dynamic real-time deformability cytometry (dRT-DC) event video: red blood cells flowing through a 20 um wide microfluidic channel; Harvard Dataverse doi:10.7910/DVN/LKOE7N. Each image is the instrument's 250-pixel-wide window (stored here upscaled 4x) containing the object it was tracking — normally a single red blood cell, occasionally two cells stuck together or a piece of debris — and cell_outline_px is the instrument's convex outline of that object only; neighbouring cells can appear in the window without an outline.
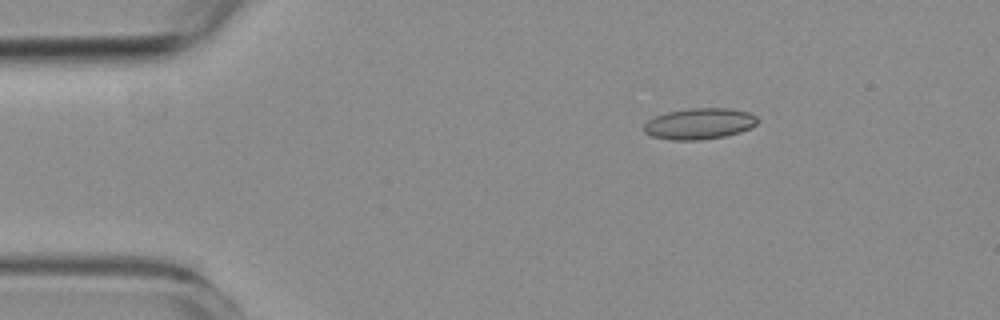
{"species": "common noctule bat (a hibernating species)", "species_latin": "Nyctalus noctula", "temperature_condition": "room temperature", "stored_images_in_passage": 47, "camera_frame_rate_fps": 3000, "um_per_image_px": 0.085, "animal": {"sex": "female", "body_mass_g": 19.3, "forearm_length_mm": 54.1}, "frame": {"image": 1, "passage_image": 1, "time_ms": 0.0, "image_size_px": [1000, 320], "cell_outline_px": [[760, 120], [756, 124], [740, 132], [724, 136], [696, 140], [672, 140], [652, 136], [644, 132], [644, 124], [648, 120], [656, 116], [668, 112], [688, 108], [732, 108], [748, 112], [756, 116]], "centroid_in_image_um": [59.46, 10.5], "position_along_channel_um": 25.5, "area_um2": 20.52}}
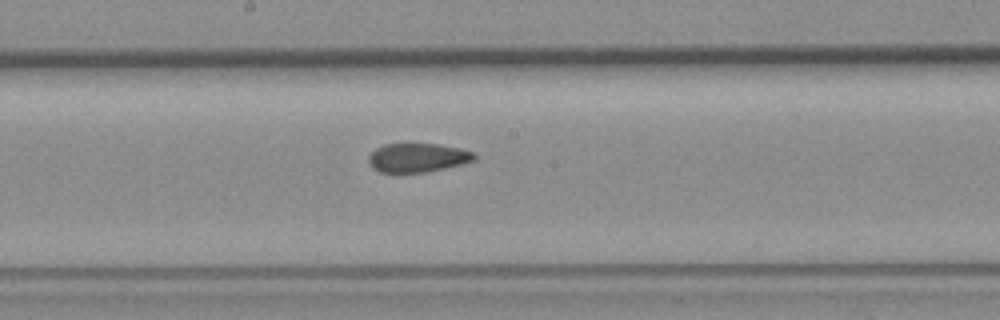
{"frame": {"image": 2, "passage_image": 21, "time_ms": 6.667, "image_size_px": [1000, 320], "cell_outline_px": [[476, 160], [444, 168], [424, 172], [380, 172], [372, 168], [368, 160], [368, 156], [376, 148], [384, 144], [440, 144], [460, 148], [476, 152]], "centroid_in_image_um": [35.51, 13.39], "position_along_channel_um": 212.7, "area_um2": 17.8}}
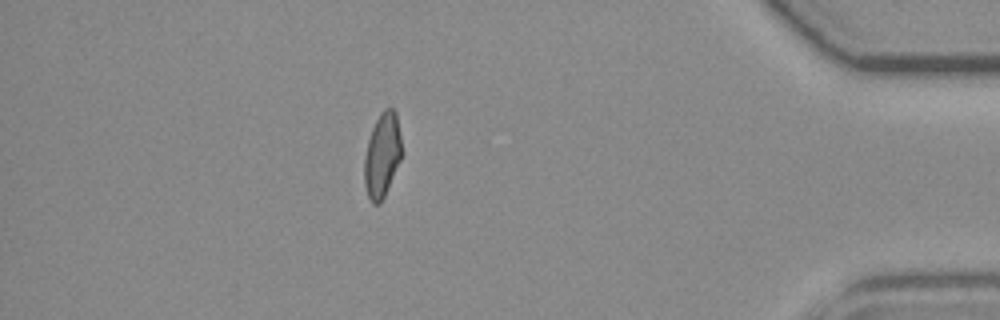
{"frame": {"image": 3, "passage_image": 40, "time_ms": 13.0, "image_size_px": [1000, 320], "cell_outline_px": [[400, 160], [384, 196], [380, 204], [372, 204], [368, 196], [364, 184], [364, 156], [368, 140], [372, 128], [380, 112], [384, 108], [392, 108], [396, 112], [400, 136]], "centroid_in_image_um": [32.45, 13.19], "position_along_channel_um": 402.7, "area_um2": 18.15}, "authors_computed_cell_mechanics": {"area_um2": 18.8428, "velocity_mm_per_s": 3.7548, "shape_relaxation_time_tau1_ms": null, "shape_relaxation_time_tau2_ms": 1.7867, "deformation_change_tau1": null, "deformation_change_tau2": 0.065}}